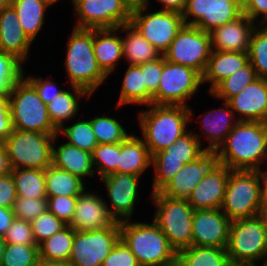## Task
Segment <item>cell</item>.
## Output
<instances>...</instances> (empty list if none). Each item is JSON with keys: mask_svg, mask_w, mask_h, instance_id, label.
Wrapping results in <instances>:
<instances>
[{"mask_svg": "<svg viewBox=\"0 0 267 266\" xmlns=\"http://www.w3.org/2000/svg\"><path fill=\"white\" fill-rule=\"evenodd\" d=\"M121 26L111 29H93V51L102 71L110 76L123 59Z\"/></svg>", "mask_w": 267, "mask_h": 266, "instance_id": "484cf974", "label": "cell"}, {"mask_svg": "<svg viewBox=\"0 0 267 266\" xmlns=\"http://www.w3.org/2000/svg\"><path fill=\"white\" fill-rule=\"evenodd\" d=\"M150 196L156 211L153 221L167 237L171 247L179 252L192 246L194 209L187 199H172L159 192Z\"/></svg>", "mask_w": 267, "mask_h": 266, "instance_id": "ba28073f", "label": "cell"}, {"mask_svg": "<svg viewBox=\"0 0 267 266\" xmlns=\"http://www.w3.org/2000/svg\"><path fill=\"white\" fill-rule=\"evenodd\" d=\"M193 129H189L174 144L152 155L153 182L150 194L158 192L185 164L199 158L206 150Z\"/></svg>", "mask_w": 267, "mask_h": 266, "instance_id": "30bf717a", "label": "cell"}, {"mask_svg": "<svg viewBox=\"0 0 267 266\" xmlns=\"http://www.w3.org/2000/svg\"><path fill=\"white\" fill-rule=\"evenodd\" d=\"M36 266H72V265L69 262H47L39 259Z\"/></svg>", "mask_w": 267, "mask_h": 266, "instance_id": "94428289", "label": "cell"}, {"mask_svg": "<svg viewBox=\"0 0 267 266\" xmlns=\"http://www.w3.org/2000/svg\"><path fill=\"white\" fill-rule=\"evenodd\" d=\"M38 260V246L6 243L0 266H36Z\"/></svg>", "mask_w": 267, "mask_h": 266, "instance_id": "ee69618b", "label": "cell"}, {"mask_svg": "<svg viewBox=\"0 0 267 266\" xmlns=\"http://www.w3.org/2000/svg\"><path fill=\"white\" fill-rule=\"evenodd\" d=\"M120 239L119 222L110 227L75 231L69 263L72 266H101Z\"/></svg>", "mask_w": 267, "mask_h": 266, "instance_id": "5bb4252c", "label": "cell"}, {"mask_svg": "<svg viewBox=\"0 0 267 266\" xmlns=\"http://www.w3.org/2000/svg\"><path fill=\"white\" fill-rule=\"evenodd\" d=\"M13 129L45 134H58L51 122L47 105L34 86L23 76L9 95Z\"/></svg>", "mask_w": 267, "mask_h": 266, "instance_id": "52a82bcc", "label": "cell"}, {"mask_svg": "<svg viewBox=\"0 0 267 266\" xmlns=\"http://www.w3.org/2000/svg\"><path fill=\"white\" fill-rule=\"evenodd\" d=\"M260 266H263L261 263ZM257 264H231V266H259Z\"/></svg>", "mask_w": 267, "mask_h": 266, "instance_id": "a7ac6f4b", "label": "cell"}, {"mask_svg": "<svg viewBox=\"0 0 267 266\" xmlns=\"http://www.w3.org/2000/svg\"><path fill=\"white\" fill-rule=\"evenodd\" d=\"M66 44L63 66L69 85L84 88L93 95L109 78L100 68L94 55L93 29L72 28Z\"/></svg>", "mask_w": 267, "mask_h": 266, "instance_id": "277c9868", "label": "cell"}, {"mask_svg": "<svg viewBox=\"0 0 267 266\" xmlns=\"http://www.w3.org/2000/svg\"><path fill=\"white\" fill-rule=\"evenodd\" d=\"M211 53L210 34L184 24L163 56L166 61L191 67L203 75Z\"/></svg>", "mask_w": 267, "mask_h": 266, "instance_id": "7c38bea8", "label": "cell"}, {"mask_svg": "<svg viewBox=\"0 0 267 266\" xmlns=\"http://www.w3.org/2000/svg\"><path fill=\"white\" fill-rule=\"evenodd\" d=\"M242 10L255 24L267 25V0H242Z\"/></svg>", "mask_w": 267, "mask_h": 266, "instance_id": "f5cc1de1", "label": "cell"}, {"mask_svg": "<svg viewBox=\"0 0 267 266\" xmlns=\"http://www.w3.org/2000/svg\"><path fill=\"white\" fill-rule=\"evenodd\" d=\"M25 71L26 70H24V77L34 86V88L39 94V97L46 105L50 103V101L53 100L62 91L65 90L63 88L61 89L60 87H58V85L54 82L53 79H44L41 76L35 77L34 74L26 76Z\"/></svg>", "mask_w": 267, "mask_h": 266, "instance_id": "f907efd6", "label": "cell"}, {"mask_svg": "<svg viewBox=\"0 0 267 266\" xmlns=\"http://www.w3.org/2000/svg\"><path fill=\"white\" fill-rule=\"evenodd\" d=\"M120 239L130 248L140 266H176L177 252L152 220L119 222Z\"/></svg>", "mask_w": 267, "mask_h": 266, "instance_id": "3957f363", "label": "cell"}, {"mask_svg": "<svg viewBox=\"0 0 267 266\" xmlns=\"http://www.w3.org/2000/svg\"><path fill=\"white\" fill-rule=\"evenodd\" d=\"M264 187L259 170H231L221 210L231 221L260 215Z\"/></svg>", "mask_w": 267, "mask_h": 266, "instance_id": "5b68a950", "label": "cell"}, {"mask_svg": "<svg viewBox=\"0 0 267 266\" xmlns=\"http://www.w3.org/2000/svg\"><path fill=\"white\" fill-rule=\"evenodd\" d=\"M216 162L215 153L206 150L199 158L185 164L158 192L172 199H188Z\"/></svg>", "mask_w": 267, "mask_h": 266, "instance_id": "d6986e66", "label": "cell"}, {"mask_svg": "<svg viewBox=\"0 0 267 266\" xmlns=\"http://www.w3.org/2000/svg\"><path fill=\"white\" fill-rule=\"evenodd\" d=\"M265 220L267 221V186L264 187V193H263V207H262V213H261Z\"/></svg>", "mask_w": 267, "mask_h": 266, "instance_id": "be15d7a7", "label": "cell"}, {"mask_svg": "<svg viewBox=\"0 0 267 266\" xmlns=\"http://www.w3.org/2000/svg\"><path fill=\"white\" fill-rule=\"evenodd\" d=\"M263 266H267V255L265 257L264 263L262 264Z\"/></svg>", "mask_w": 267, "mask_h": 266, "instance_id": "89a4df30", "label": "cell"}, {"mask_svg": "<svg viewBox=\"0 0 267 266\" xmlns=\"http://www.w3.org/2000/svg\"><path fill=\"white\" fill-rule=\"evenodd\" d=\"M114 222L107 210L106 200L97 192L85 189L78 196L75 212L68 225L75 231H90L110 227Z\"/></svg>", "mask_w": 267, "mask_h": 266, "instance_id": "44dd1931", "label": "cell"}, {"mask_svg": "<svg viewBox=\"0 0 267 266\" xmlns=\"http://www.w3.org/2000/svg\"><path fill=\"white\" fill-rule=\"evenodd\" d=\"M32 43L24 33L15 9L8 4L0 11V51L15 56L25 64L30 57Z\"/></svg>", "mask_w": 267, "mask_h": 266, "instance_id": "d4e9b609", "label": "cell"}, {"mask_svg": "<svg viewBox=\"0 0 267 266\" xmlns=\"http://www.w3.org/2000/svg\"><path fill=\"white\" fill-rule=\"evenodd\" d=\"M12 119L10 106L0 114V141L3 143L12 133Z\"/></svg>", "mask_w": 267, "mask_h": 266, "instance_id": "11a10c76", "label": "cell"}, {"mask_svg": "<svg viewBox=\"0 0 267 266\" xmlns=\"http://www.w3.org/2000/svg\"><path fill=\"white\" fill-rule=\"evenodd\" d=\"M59 136L57 134L54 138L52 164L78 176L84 181H86V177H95L91 153L67 142L56 147L55 143L60 138Z\"/></svg>", "mask_w": 267, "mask_h": 266, "instance_id": "4316f807", "label": "cell"}, {"mask_svg": "<svg viewBox=\"0 0 267 266\" xmlns=\"http://www.w3.org/2000/svg\"><path fill=\"white\" fill-rule=\"evenodd\" d=\"M90 123L98 144L121 143L131 134L118 119L108 115L92 118Z\"/></svg>", "mask_w": 267, "mask_h": 266, "instance_id": "f35d334b", "label": "cell"}, {"mask_svg": "<svg viewBox=\"0 0 267 266\" xmlns=\"http://www.w3.org/2000/svg\"><path fill=\"white\" fill-rule=\"evenodd\" d=\"M202 75L195 69L166 61L163 67L157 92L152 104L181 105L188 107L190 101L202 86Z\"/></svg>", "mask_w": 267, "mask_h": 266, "instance_id": "8fae6325", "label": "cell"}, {"mask_svg": "<svg viewBox=\"0 0 267 266\" xmlns=\"http://www.w3.org/2000/svg\"><path fill=\"white\" fill-rule=\"evenodd\" d=\"M76 24L81 29H111L130 23L131 11L123 0H72Z\"/></svg>", "mask_w": 267, "mask_h": 266, "instance_id": "9a60e30c", "label": "cell"}, {"mask_svg": "<svg viewBox=\"0 0 267 266\" xmlns=\"http://www.w3.org/2000/svg\"><path fill=\"white\" fill-rule=\"evenodd\" d=\"M163 67V55H161L155 61H150L147 63L141 64V71L143 74L144 83L146 89L154 95L160 83V76L162 73Z\"/></svg>", "mask_w": 267, "mask_h": 266, "instance_id": "816d5d0a", "label": "cell"}, {"mask_svg": "<svg viewBox=\"0 0 267 266\" xmlns=\"http://www.w3.org/2000/svg\"><path fill=\"white\" fill-rule=\"evenodd\" d=\"M255 24L242 14L237 19L212 30L210 34L212 50L247 52Z\"/></svg>", "mask_w": 267, "mask_h": 266, "instance_id": "cb8c5ba5", "label": "cell"}, {"mask_svg": "<svg viewBox=\"0 0 267 266\" xmlns=\"http://www.w3.org/2000/svg\"><path fill=\"white\" fill-rule=\"evenodd\" d=\"M258 76L250 61L233 75L222 80L209 94L217 100L227 101L230 97L240 93Z\"/></svg>", "mask_w": 267, "mask_h": 266, "instance_id": "74e56055", "label": "cell"}, {"mask_svg": "<svg viewBox=\"0 0 267 266\" xmlns=\"http://www.w3.org/2000/svg\"><path fill=\"white\" fill-rule=\"evenodd\" d=\"M249 62L247 52L212 50L208 64L202 75V84L209 83L210 93L222 80L233 75Z\"/></svg>", "mask_w": 267, "mask_h": 266, "instance_id": "83f0119b", "label": "cell"}, {"mask_svg": "<svg viewBox=\"0 0 267 266\" xmlns=\"http://www.w3.org/2000/svg\"><path fill=\"white\" fill-rule=\"evenodd\" d=\"M24 64L15 56L0 51V96H9L15 83L24 76Z\"/></svg>", "mask_w": 267, "mask_h": 266, "instance_id": "7bdbcfd3", "label": "cell"}, {"mask_svg": "<svg viewBox=\"0 0 267 266\" xmlns=\"http://www.w3.org/2000/svg\"><path fill=\"white\" fill-rule=\"evenodd\" d=\"M123 59L129 65H140L155 61L161 55L131 23L121 26Z\"/></svg>", "mask_w": 267, "mask_h": 266, "instance_id": "1f68e13d", "label": "cell"}, {"mask_svg": "<svg viewBox=\"0 0 267 266\" xmlns=\"http://www.w3.org/2000/svg\"><path fill=\"white\" fill-rule=\"evenodd\" d=\"M222 106L201 114L202 120H197V122L202 125L200 129L202 134L193 130L202 147V141H208L205 147L207 151L215 152L238 122L234 111L226 101H223ZM202 135L205 136V140H202Z\"/></svg>", "mask_w": 267, "mask_h": 266, "instance_id": "603a6c76", "label": "cell"}, {"mask_svg": "<svg viewBox=\"0 0 267 266\" xmlns=\"http://www.w3.org/2000/svg\"><path fill=\"white\" fill-rule=\"evenodd\" d=\"M266 164H265V163ZM262 165H267V150H266V154H265V158H264V161H263V164ZM267 168V167H266ZM265 168L263 167V168H261L260 170H259V172H260V174H261V177H262V180H263V182H264V186H267V169L266 170H264Z\"/></svg>", "mask_w": 267, "mask_h": 266, "instance_id": "e7e4bbea", "label": "cell"}, {"mask_svg": "<svg viewBox=\"0 0 267 266\" xmlns=\"http://www.w3.org/2000/svg\"><path fill=\"white\" fill-rule=\"evenodd\" d=\"M267 150V123L238 121L214 152L231 170H260Z\"/></svg>", "mask_w": 267, "mask_h": 266, "instance_id": "6da1fadb", "label": "cell"}, {"mask_svg": "<svg viewBox=\"0 0 267 266\" xmlns=\"http://www.w3.org/2000/svg\"><path fill=\"white\" fill-rule=\"evenodd\" d=\"M17 197L47 198L45 170L31 168L12 169Z\"/></svg>", "mask_w": 267, "mask_h": 266, "instance_id": "8d00e7d4", "label": "cell"}, {"mask_svg": "<svg viewBox=\"0 0 267 266\" xmlns=\"http://www.w3.org/2000/svg\"><path fill=\"white\" fill-rule=\"evenodd\" d=\"M124 4L128 7L130 11L149 7V3H151L150 0H123Z\"/></svg>", "mask_w": 267, "mask_h": 266, "instance_id": "91938a15", "label": "cell"}, {"mask_svg": "<svg viewBox=\"0 0 267 266\" xmlns=\"http://www.w3.org/2000/svg\"><path fill=\"white\" fill-rule=\"evenodd\" d=\"M5 244H6V242L4 240V237L0 236V263L2 261Z\"/></svg>", "mask_w": 267, "mask_h": 266, "instance_id": "03108f58", "label": "cell"}, {"mask_svg": "<svg viewBox=\"0 0 267 266\" xmlns=\"http://www.w3.org/2000/svg\"><path fill=\"white\" fill-rule=\"evenodd\" d=\"M226 102L238 121L267 123V79L258 77Z\"/></svg>", "mask_w": 267, "mask_h": 266, "instance_id": "7402d4cb", "label": "cell"}, {"mask_svg": "<svg viewBox=\"0 0 267 266\" xmlns=\"http://www.w3.org/2000/svg\"><path fill=\"white\" fill-rule=\"evenodd\" d=\"M231 169L216 162L187 199L194 210L221 209Z\"/></svg>", "mask_w": 267, "mask_h": 266, "instance_id": "ffe728a7", "label": "cell"}, {"mask_svg": "<svg viewBox=\"0 0 267 266\" xmlns=\"http://www.w3.org/2000/svg\"><path fill=\"white\" fill-rule=\"evenodd\" d=\"M56 135L13 129L3 142L12 169L45 170L51 166Z\"/></svg>", "mask_w": 267, "mask_h": 266, "instance_id": "9c48e42d", "label": "cell"}, {"mask_svg": "<svg viewBox=\"0 0 267 266\" xmlns=\"http://www.w3.org/2000/svg\"><path fill=\"white\" fill-rule=\"evenodd\" d=\"M231 264H261L267 255V221L262 214L231 221L226 247Z\"/></svg>", "mask_w": 267, "mask_h": 266, "instance_id": "8992f818", "label": "cell"}, {"mask_svg": "<svg viewBox=\"0 0 267 266\" xmlns=\"http://www.w3.org/2000/svg\"><path fill=\"white\" fill-rule=\"evenodd\" d=\"M147 11L149 7L131 11L130 23L163 55L184 25L182 14L159 9Z\"/></svg>", "mask_w": 267, "mask_h": 266, "instance_id": "4fadbf2b", "label": "cell"}, {"mask_svg": "<svg viewBox=\"0 0 267 266\" xmlns=\"http://www.w3.org/2000/svg\"><path fill=\"white\" fill-rule=\"evenodd\" d=\"M75 230L66 225L38 245L39 259L47 262H68L73 245Z\"/></svg>", "mask_w": 267, "mask_h": 266, "instance_id": "d590c367", "label": "cell"}, {"mask_svg": "<svg viewBox=\"0 0 267 266\" xmlns=\"http://www.w3.org/2000/svg\"><path fill=\"white\" fill-rule=\"evenodd\" d=\"M192 111L191 106L151 104L138 113L141 138L151 156L174 144L189 130L194 118Z\"/></svg>", "mask_w": 267, "mask_h": 266, "instance_id": "7a4b0ae2", "label": "cell"}, {"mask_svg": "<svg viewBox=\"0 0 267 266\" xmlns=\"http://www.w3.org/2000/svg\"><path fill=\"white\" fill-rule=\"evenodd\" d=\"M120 154V143L97 144L93 149L92 162L95 174L99 178L117 173Z\"/></svg>", "mask_w": 267, "mask_h": 266, "instance_id": "b9f144b4", "label": "cell"}, {"mask_svg": "<svg viewBox=\"0 0 267 266\" xmlns=\"http://www.w3.org/2000/svg\"><path fill=\"white\" fill-rule=\"evenodd\" d=\"M12 172L9 157L3 143L0 145V176L9 174Z\"/></svg>", "mask_w": 267, "mask_h": 266, "instance_id": "680465c9", "label": "cell"}, {"mask_svg": "<svg viewBox=\"0 0 267 266\" xmlns=\"http://www.w3.org/2000/svg\"><path fill=\"white\" fill-rule=\"evenodd\" d=\"M231 220L221 209L194 210L192 245L226 248Z\"/></svg>", "mask_w": 267, "mask_h": 266, "instance_id": "ac0fdd59", "label": "cell"}, {"mask_svg": "<svg viewBox=\"0 0 267 266\" xmlns=\"http://www.w3.org/2000/svg\"><path fill=\"white\" fill-rule=\"evenodd\" d=\"M47 104L48 115L54 127L59 130L79 113L81 98H91V94L79 86L70 85ZM72 90V91H71ZM87 97V98H86Z\"/></svg>", "mask_w": 267, "mask_h": 266, "instance_id": "f546056e", "label": "cell"}, {"mask_svg": "<svg viewBox=\"0 0 267 266\" xmlns=\"http://www.w3.org/2000/svg\"><path fill=\"white\" fill-rule=\"evenodd\" d=\"M247 53L257 76L267 79V25L256 26Z\"/></svg>", "mask_w": 267, "mask_h": 266, "instance_id": "60d3db41", "label": "cell"}, {"mask_svg": "<svg viewBox=\"0 0 267 266\" xmlns=\"http://www.w3.org/2000/svg\"><path fill=\"white\" fill-rule=\"evenodd\" d=\"M14 219L15 215L12 208L0 207V236H5Z\"/></svg>", "mask_w": 267, "mask_h": 266, "instance_id": "9f6ffc18", "label": "cell"}, {"mask_svg": "<svg viewBox=\"0 0 267 266\" xmlns=\"http://www.w3.org/2000/svg\"><path fill=\"white\" fill-rule=\"evenodd\" d=\"M50 1H52L54 4H56V3H58V1H60V0H50Z\"/></svg>", "mask_w": 267, "mask_h": 266, "instance_id": "2644e50d", "label": "cell"}, {"mask_svg": "<svg viewBox=\"0 0 267 266\" xmlns=\"http://www.w3.org/2000/svg\"><path fill=\"white\" fill-rule=\"evenodd\" d=\"M85 181L55 165L45 169L46 197L79 196L85 189Z\"/></svg>", "mask_w": 267, "mask_h": 266, "instance_id": "e575fe53", "label": "cell"}, {"mask_svg": "<svg viewBox=\"0 0 267 266\" xmlns=\"http://www.w3.org/2000/svg\"><path fill=\"white\" fill-rule=\"evenodd\" d=\"M10 0H0V11L9 4Z\"/></svg>", "mask_w": 267, "mask_h": 266, "instance_id": "003e7915", "label": "cell"}, {"mask_svg": "<svg viewBox=\"0 0 267 266\" xmlns=\"http://www.w3.org/2000/svg\"><path fill=\"white\" fill-rule=\"evenodd\" d=\"M4 240L6 243L38 246L33 235L31 223L18 218L13 220L4 236Z\"/></svg>", "mask_w": 267, "mask_h": 266, "instance_id": "7dc6e473", "label": "cell"}, {"mask_svg": "<svg viewBox=\"0 0 267 266\" xmlns=\"http://www.w3.org/2000/svg\"><path fill=\"white\" fill-rule=\"evenodd\" d=\"M61 133L68 140L65 142L90 153L98 144L90 119L76 120L75 123L73 122L68 126L64 125L58 130V134L60 135Z\"/></svg>", "mask_w": 267, "mask_h": 266, "instance_id": "ab89813d", "label": "cell"}, {"mask_svg": "<svg viewBox=\"0 0 267 266\" xmlns=\"http://www.w3.org/2000/svg\"><path fill=\"white\" fill-rule=\"evenodd\" d=\"M121 83L119 99L116 102L117 109L127 104L138 106H149L152 104L153 95L146 89L141 64L128 65Z\"/></svg>", "mask_w": 267, "mask_h": 266, "instance_id": "d6a6232c", "label": "cell"}, {"mask_svg": "<svg viewBox=\"0 0 267 266\" xmlns=\"http://www.w3.org/2000/svg\"><path fill=\"white\" fill-rule=\"evenodd\" d=\"M158 4H162V9L164 11H172L182 14L185 6L186 0H156Z\"/></svg>", "mask_w": 267, "mask_h": 266, "instance_id": "6f0895ef", "label": "cell"}, {"mask_svg": "<svg viewBox=\"0 0 267 266\" xmlns=\"http://www.w3.org/2000/svg\"><path fill=\"white\" fill-rule=\"evenodd\" d=\"M24 33L34 42L45 24L46 10L53 6L50 0H10Z\"/></svg>", "mask_w": 267, "mask_h": 266, "instance_id": "4dcf8cb0", "label": "cell"}, {"mask_svg": "<svg viewBox=\"0 0 267 266\" xmlns=\"http://www.w3.org/2000/svg\"><path fill=\"white\" fill-rule=\"evenodd\" d=\"M9 107V96H0V114Z\"/></svg>", "mask_w": 267, "mask_h": 266, "instance_id": "6125c7cd", "label": "cell"}, {"mask_svg": "<svg viewBox=\"0 0 267 266\" xmlns=\"http://www.w3.org/2000/svg\"><path fill=\"white\" fill-rule=\"evenodd\" d=\"M78 196H55L47 198V208L58 219L69 224L75 212Z\"/></svg>", "mask_w": 267, "mask_h": 266, "instance_id": "c3c4849f", "label": "cell"}, {"mask_svg": "<svg viewBox=\"0 0 267 266\" xmlns=\"http://www.w3.org/2000/svg\"><path fill=\"white\" fill-rule=\"evenodd\" d=\"M140 177L114 173L100 179L99 182L104 183L102 185L106 187L109 198V204L106 201L107 210L116 222L131 220L133 217L135 204L140 196L138 191Z\"/></svg>", "mask_w": 267, "mask_h": 266, "instance_id": "e0dca14e", "label": "cell"}, {"mask_svg": "<svg viewBox=\"0 0 267 266\" xmlns=\"http://www.w3.org/2000/svg\"><path fill=\"white\" fill-rule=\"evenodd\" d=\"M176 266H231L226 248L190 246L177 252Z\"/></svg>", "mask_w": 267, "mask_h": 266, "instance_id": "836d02e7", "label": "cell"}, {"mask_svg": "<svg viewBox=\"0 0 267 266\" xmlns=\"http://www.w3.org/2000/svg\"><path fill=\"white\" fill-rule=\"evenodd\" d=\"M16 199V187L12 174L0 176V207L13 208Z\"/></svg>", "mask_w": 267, "mask_h": 266, "instance_id": "db71d44e", "label": "cell"}, {"mask_svg": "<svg viewBox=\"0 0 267 266\" xmlns=\"http://www.w3.org/2000/svg\"><path fill=\"white\" fill-rule=\"evenodd\" d=\"M152 156L143 139L131 133L120 143L117 174L141 176L151 167Z\"/></svg>", "mask_w": 267, "mask_h": 266, "instance_id": "f1b7e54d", "label": "cell"}, {"mask_svg": "<svg viewBox=\"0 0 267 266\" xmlns=\"http://www.w3.org/2000/svg\"><path fill=\"white\" fill-rule=\"evenodd\" d=\"M243 14L242 0H186L184 24L210 33Z\"/></svg>", "mask_w": 267, "mask_h": 266, "instance_id": "2e32d148", "label": "cell"}, {"mask_svg": "<svg viewBox=\"0 0 267 266\" xmlns=\"http://www.w3.org/2000/svg\"><path fill=\"white\" fill-rule=\"evenodd\" d=\"M15 218L32 222L35 218L44 213L47 208V198H25L17 197L13 205Z\"/></svg>", "mask_w": 267, "mask_h": 266, "instance_id": "bcb514c9", "label": "cell"}, {"mask_svg": "<svg viewBox=\"0 0 267 266\" xmlns=\"http://www.w3.org/2000/svg\"><path fill=\"white\" fill-rule=\"evenodd\" d=\"M101 266H140L126 243L119 239Z\"/></svg>", "mask_w": 267, "mask_h": 266, "instance_id": "681fc988", "label": "cell"}, {"mask_svg": "<svg viewBox=\"0 0 267 266\" xmlns=\"http://www.w3.org/2000/svg\"><path fill=\"white\" fill-rule=\"evenodd\" d=\"M66 225L67 224L58 219L53 213L46 210L31 222L33 235L37 245L53 236Z\"/></svg>", "mask_w": 267, "mask_h": 266, "instance_id": "f6af8a7d", "label": "cell"}]
</instances>
